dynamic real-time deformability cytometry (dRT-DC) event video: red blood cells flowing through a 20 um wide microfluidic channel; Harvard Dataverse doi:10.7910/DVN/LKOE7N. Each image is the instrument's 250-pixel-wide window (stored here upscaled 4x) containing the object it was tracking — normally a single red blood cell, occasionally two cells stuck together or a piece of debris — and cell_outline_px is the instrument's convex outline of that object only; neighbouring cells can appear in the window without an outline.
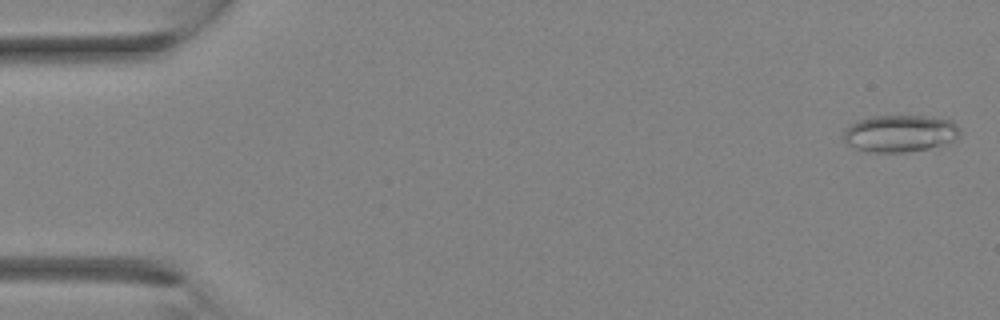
{"species": "Egyptian fruit bat (a non-hibernating species)", "species_latin": "Rousettus aegyptiacus", "temperature_condition": "room temperature", "stored_images_in_passage": 4, "camera_frame_rate_fps": 3000, "um_per_image_px": 0.085, "animal": {"sex": "female"}, "frame": {"image": 1, "passage_image": 1, "time_ms": 0.0, "image_size_px": [1000, 320], "cell_outline_px": [[960, 136], [956, 140], [928, 148], [904, 152], [868, 152], [856, 148], [848, 144], [844, 140], [844, 128], [860, 120], [876, 116], [932, 116], [952, 120], [960, 128]], "centroid_in_image_um": [76.54, 11.33], "position_along_channel_um": 8.5, "area_um2": 25.09}}